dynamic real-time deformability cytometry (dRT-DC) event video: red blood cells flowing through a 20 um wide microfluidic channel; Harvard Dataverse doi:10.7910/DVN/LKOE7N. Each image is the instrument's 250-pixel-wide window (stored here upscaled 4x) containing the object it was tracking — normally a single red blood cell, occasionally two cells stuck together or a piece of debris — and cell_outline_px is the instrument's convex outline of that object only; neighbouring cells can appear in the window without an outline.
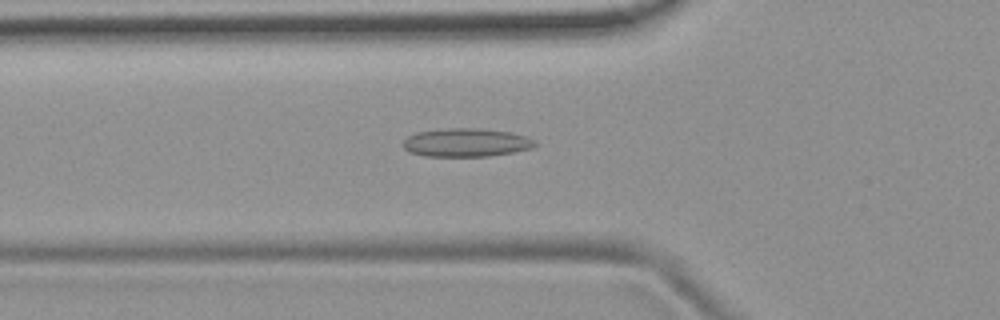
{"species": "common noctule bat (a hibernating species)", "species_latin": "Nyctalus noctula", "temperature_condition": "room temperature", "stored_images_in_passage": 38, "camera_frame_rate_fps": 3000, "um_per_image_px": 0.085, "animal": {"sex": "female", "body_mass_g": 19.9}, "frame": {"image": 1, "passage_image": 10, "time_ms": 3.0, "image_size_px": [1000, 320], "cell_outline_px": [[536, 144], [532, 148], [512, 152], [488, 156], [424, 156], [408, 152], [404, 148], [404, 140], [408, 136], [416, 132], [444, 128], [480, 128], [512, 132], [536, 140]], "centroid_in_image_um": [39.61, 12.11], "position_along_channel_um": 86.2, "area_um2": 21.91}}
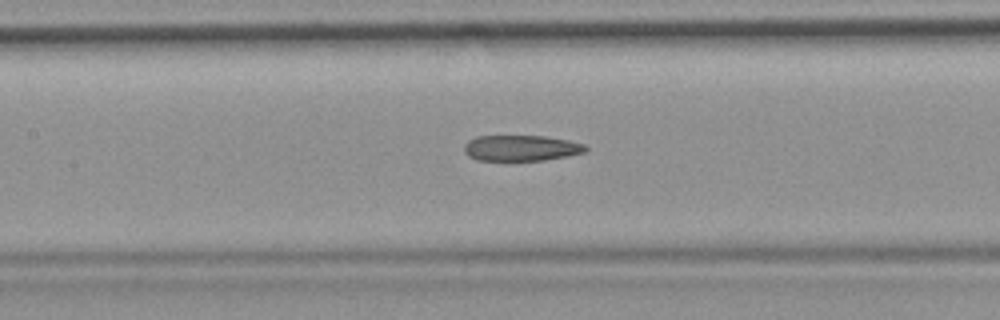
{"frame": {"image": 2, "passage_image": 16, "time_ms": 5.0, "image_size_px": [1000, 320], "cell_outline_px": [[588, 148], [584, 152], [568, 156], [544, 160], [476, 160], [468, 156], [464, 152], [464, 144], [468, 140], [476, 136], [544, 136], [568, 140], [584, 144]], "centroid_in_image_um": [44.27, 12.58], "position_along_channel_um": 163.1, "area_um2": 18.26}}
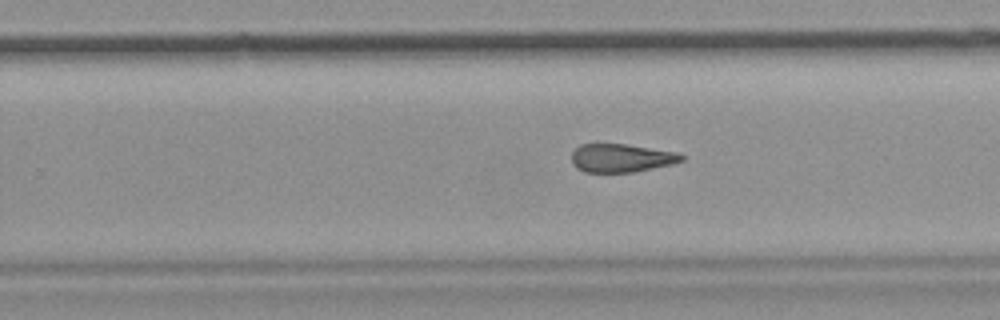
{"frame": {"image": 3, "passage_image": 25, "time_ms": 8.0, "image_size_px": [1000, 320], "cell_outline_px": [[684, 160], [672, 164], [636, 172], [584, 172], [576, 168], [572, 164], [572, 152], [580, 144], [624, 144], [676, 152], [684, 156]], "centroid_in_image_um": [52.79, 13.44], "position_along_channel_um": 277.0, "area_um2": 18.15}, "authors_computed_cell_mechanics": {"area_um2": 19.5075, "velocity_mm_per_s": 3.8275, "shape_relaxation_time_tau1_ms": null, "shape_relaxation_time_tau2_ms": 4.9251, "deformation_change_tau1": null, "deformation_change_tau2": 0.1588}}